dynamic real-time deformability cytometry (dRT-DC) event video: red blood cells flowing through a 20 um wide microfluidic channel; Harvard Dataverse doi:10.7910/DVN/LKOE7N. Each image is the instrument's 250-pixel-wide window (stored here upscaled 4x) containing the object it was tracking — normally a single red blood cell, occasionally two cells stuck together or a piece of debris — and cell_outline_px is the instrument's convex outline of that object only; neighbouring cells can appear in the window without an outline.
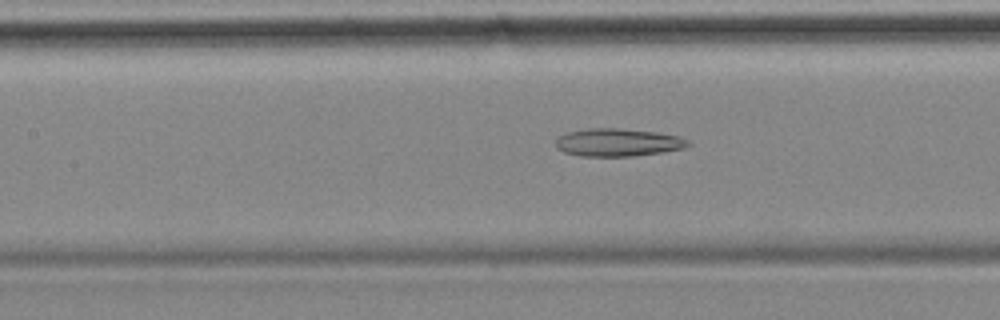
{"species": "common noctule bat (a hibernating species)", "species_latin": "Nyctalus noctula", "temperature_condition": "cold", "stored_images_in_passage": 53, "camera_frame_rate_fps": 3000, "um_per_image_px": 0.085, "animal": {"sex": "female", "body_mass_g": 18.4}, "frame": {"image": 1, "passage_image": 21, "time_ms": 6.667, "image_size_px": [1000, 320], "cell_outline_px": [[692, 144], [684, 148], [636, 156], [580, 156], [564, 152], [556, 148], [556, 140], [560, 136], [568, 132], [588, 128], [620, 128], [656, 132], [680, 136], [688, 140]], "centroid_in_image_um": [52.53, 12.1], "position_along_channel_um": 154.9, "area_um2": 21.5}}
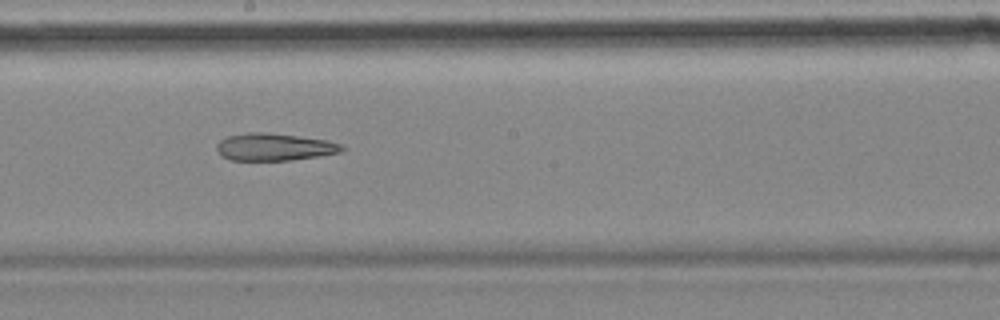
{"frame": {"image": 2, "passage_image": 27, "time_ms": 8.667, "image_size_px": [1000, 320], "cell_outline_px": [[348, 148], [340, 152], [320, 156], [288, 160], [232, 160], [220, 156], [216, 148], [216, 144], [220, 140], [228, 136], [248, 132], [264, 132], [296, 136], [324, 140], [340, 144]], "centroid_in_image_um": [23.28, 12.5], "position_along_channel_um": 224.9, "area_um2": 19.83}}
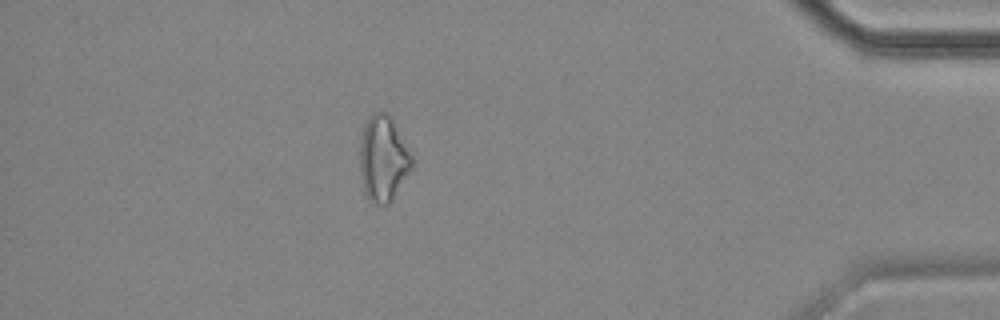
{"frame": {"image": 3, "passage_image": 46, "time_ms": 15.0, "image_size_px": [1000, 320], "cell_outline_px": [[412, 168], [392, 200], [388, 204], [372, 204], [368, 200], [364, 192], [360, 176], [360, 144], [364, 124], [368, 116], [376, 112], [388, 112], [392, 116], [412, 156]], "centroid_in_image_um": [32.56, 13.48], "position_along_channel_um": 402.6, "area_um2": 26.24}}